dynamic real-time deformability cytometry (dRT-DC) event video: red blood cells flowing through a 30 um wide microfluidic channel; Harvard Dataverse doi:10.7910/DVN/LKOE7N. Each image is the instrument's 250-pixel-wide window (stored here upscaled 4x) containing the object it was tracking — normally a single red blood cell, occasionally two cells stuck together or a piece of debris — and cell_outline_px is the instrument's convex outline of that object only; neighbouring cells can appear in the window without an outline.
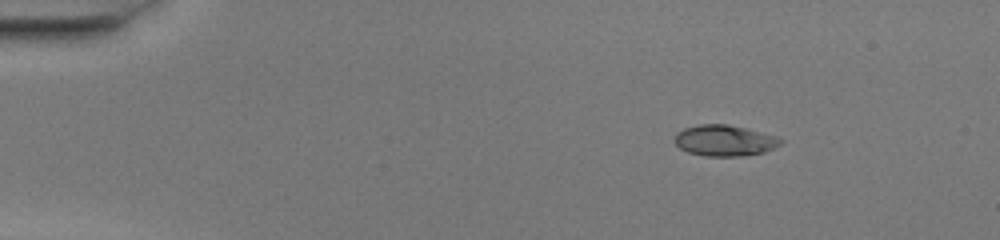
{"species": "common noctule bat (a hibernating species)", "species_latin": "Nyctalus noctula", "temperature_condition": "warm", "stored_images_in_passage": 44, "camera_frame_rate_fps": 3000, "um_per_image_px": 0.085, "animal": {"sex": "female", "body_mass_g": 20.0, "forearm_length_mm": 54.0}, "frame": {"image": 1, "passage_image": 1, "time_ms": 0.0, "image_size_px": [1000, 240], "cell_outline_px": [[784, 140], [776, 148], [764, 152], [740, 156], [704, 156], [688, 152], [680, 148], [676, 144], [676, 132], [684, 128], [700, 124], [728, 124], [776, 136]], "centroid_in_image_um": [61.6, 11.95], "position_along_channel_um": 23.4, "area_um2": 19.07}}
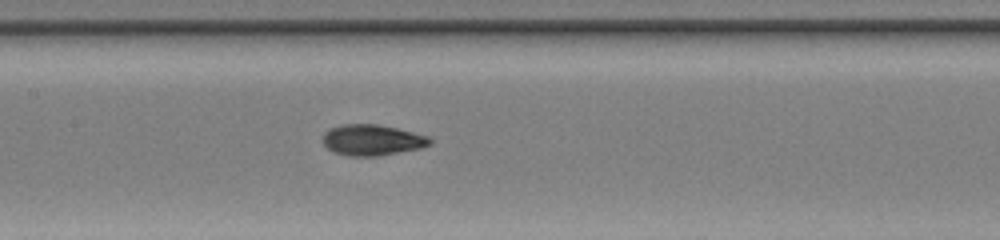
{"frame": {"image": 2, "passage_image": 19, "time_ms": 6.0, "image_size_px": [1000, 240], "cell_outline_px": [[432, 144], [424, 148], [376, 156], [348, 156], [336, 152], [328, 148], [324, 144], [324, 132], [328, 128], [340, 124], [376, 124], [396, 128], [428, 136], [432, 140]], "centroid_in_image_um": [31.65, 11.9], "position_along_channel_um": 175.7, "area_um2": 19.31}}
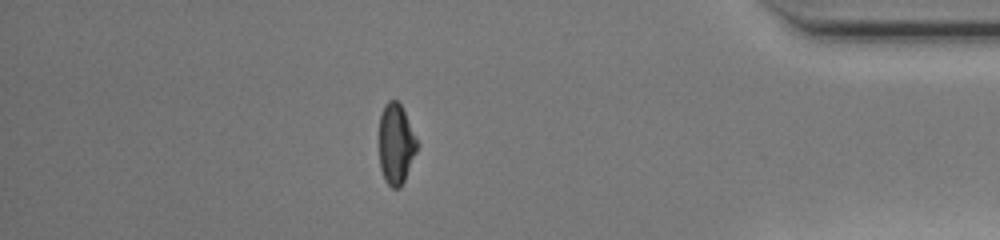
{"frame": {"image": 3, "passage_image": 38, "time_ms": 12.333, "image_size_px": [1000, 240], "cell_outline_px": [[416, 152], [404, 180], [400, 188], [392, 188], [384, 180], [380, 168], [380, 116], [384, 104], [388, 100], [396, 100], [400, 104], [404, 112], [416, 140]], "centroid_in_image_um": [33.63, 12.25], "position_along_channel_um": 401.6, "area_um2": 17.34}, "authors_computed_cell_mechanics": {"area_um2": 19.0162, "velocity_mm_per_s": 4.1056, "shape_relaxation_time_tau1_ms": 3.8395, "shape_relaxation_time_tau2_ms": 1.0149, "deformation_change_tau1": 0.2237, "deformation_change_tau2": 0.0516}}